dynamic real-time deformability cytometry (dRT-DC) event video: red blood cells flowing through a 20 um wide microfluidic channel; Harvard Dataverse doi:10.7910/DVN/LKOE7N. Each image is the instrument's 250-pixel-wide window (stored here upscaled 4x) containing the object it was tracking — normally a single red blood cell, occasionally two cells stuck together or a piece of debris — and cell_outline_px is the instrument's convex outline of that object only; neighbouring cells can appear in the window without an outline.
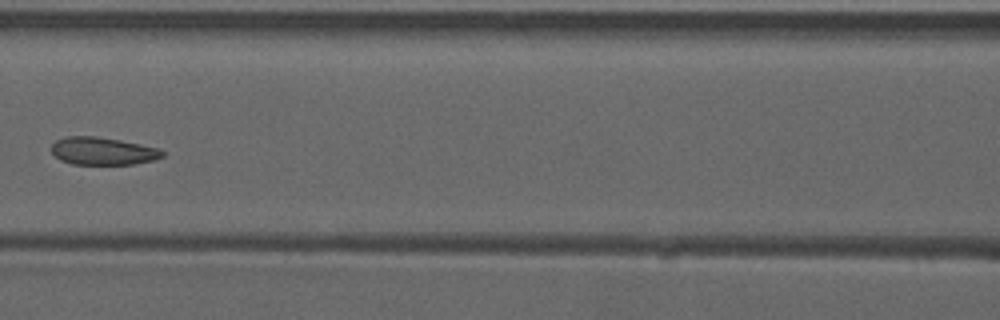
{"species": "common noctule bat (a hibernating species)", "species_latin": "Nyctalus noctula", "temperature_condition": "warm", "stored_images_in_passage": 6, "camera_frame_rate_fps": 3000, "um_per_image_px": 0.085, "animal": {"sex": "male", "forearm_length_mm": 52.5}, "frame": {"image": 1, "passage_image": 6, "time_ms": 1.667, "image_size_px": [1000, 320], "cell_outline_px": [[164, 156], [152, 160], [132, 164], [72, 164], [60, 160], [52, 152], [52, 144], [56, 140], [68, 136], [96, 136], [120, 140], [160, 148], [164, 152]], "centroid_in_image_um": [8.74, 12.83], "position_along_channel_um": 157.9, "area_um2": 17.8}}